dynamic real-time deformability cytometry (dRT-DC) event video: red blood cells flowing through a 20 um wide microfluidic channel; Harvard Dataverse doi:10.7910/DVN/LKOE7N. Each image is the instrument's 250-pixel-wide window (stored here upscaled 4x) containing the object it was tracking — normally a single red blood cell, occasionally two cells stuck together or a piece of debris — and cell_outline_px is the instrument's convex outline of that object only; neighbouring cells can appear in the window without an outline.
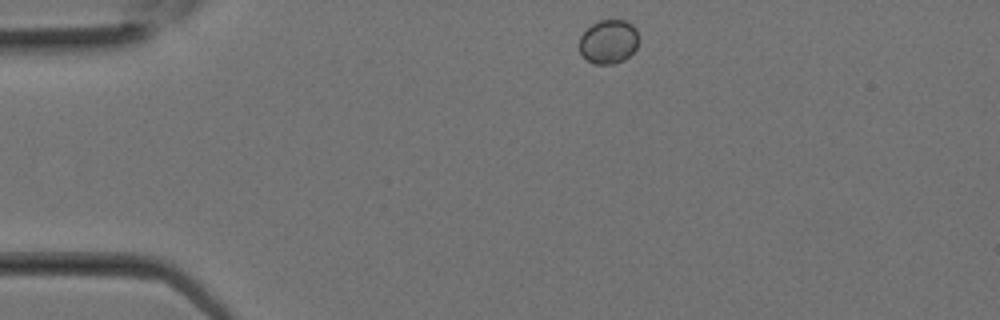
{"species": "Egyptian fruit bat (a non-hibernating species)", "species_latin": "Rousettus aegyptiacus", "temperature_condition": "room temperature", "stored_images_in_passage": 22, "camera_frame_rate_fps": 3000, "um_per_image_px": 0.085, "animal": {"sex": "female"}, "frame": {"image": 1, "passage_image": 1, "time_ms": 0.0, "image_size_px": [1000, 320], "cell_outline_px": [[640, 40], [636, 48], [624, 60], [612, 64], [596, 64], [588, 60], [580, 52], [580, 36], [592, 24], [600, 20], [624, 20], [632, 24], [636, 28]], "centroid_in_image_um": [51.76, 3.53], "position_along_channel_um": 33.2, "area_um2": 15.2}}
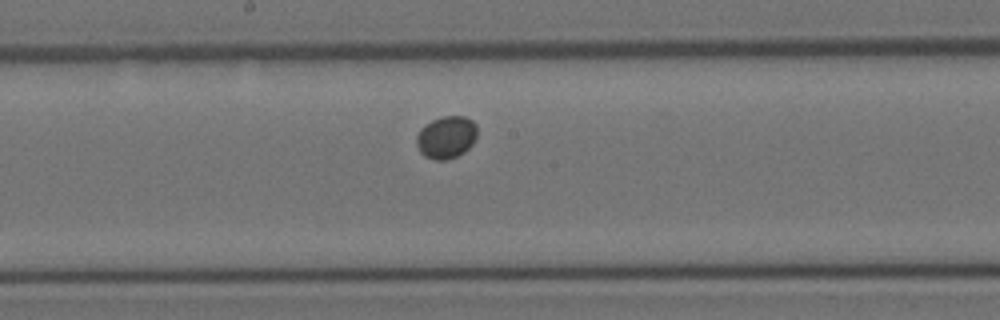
{"frame": {"image": 2, "passage_image": 10, "time_ms": 3.0, "image_size_px": [1000, 320], "cell_outline_px": [[476, 136], [472, 144], [464, 152], [448, 160], [436, 160], [424, 156], [420, 152], [416, 144], [416, 136], [420, 128], [432, 120], [444, 116], [464, 116], [472, 120], [476, 124]], "centroid_in_image_um": [37.92, 11.67], "position_along_channel_um": 210.3, "area_um2": 15.03}}
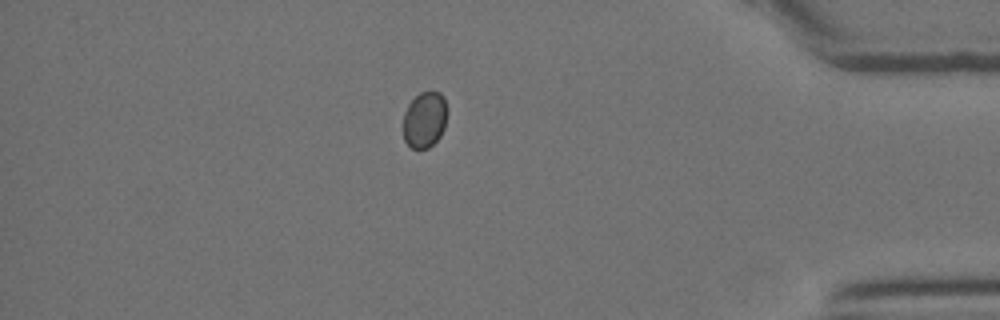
{"frame": {"image": 3, "passage_image": 19, "time_ms": 6.0, "image_size_px": [1000, 320], "cell_outline_px": [[448, 112], [444, 128], [440, 136], [428, 148], [412, 148], [404, 140], [404, 112], [408, 104], [420, 92], [440, 92], [444, 96]], "centroid_in_image_um": [36.12, 10.15], "position_along_channel_um": 399.1, "area_um2": 14.39}}